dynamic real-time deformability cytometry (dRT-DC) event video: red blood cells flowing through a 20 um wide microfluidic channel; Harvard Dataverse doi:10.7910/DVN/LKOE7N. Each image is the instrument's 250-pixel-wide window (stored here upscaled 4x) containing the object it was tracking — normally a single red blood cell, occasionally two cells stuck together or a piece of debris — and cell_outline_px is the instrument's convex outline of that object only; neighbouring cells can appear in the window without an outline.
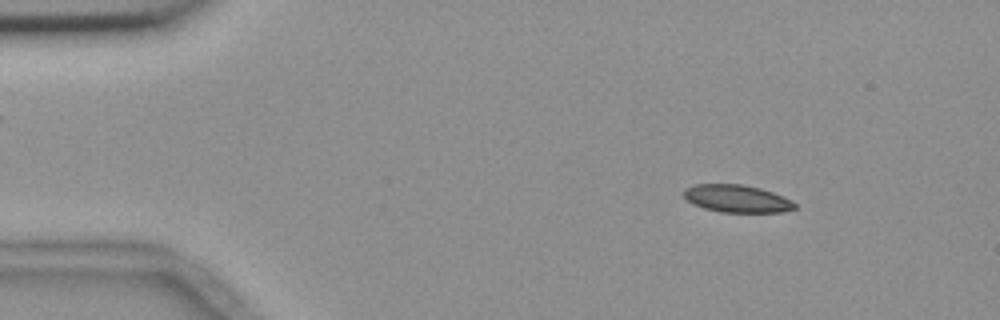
{"species": "common noctule bat (a hibernating species)", "species_latin": "Nyctalus noctula", "temperature_condition": "room temperature", "stored_images_in_passage": 55, "camera_frame_rate_fps": 3000, "um_per_image_px": 0.085, "animal": {"sex": "female", "body_mass_g": 18.4}, "frame": {"image": 1, "passage_image": 7, "time_ms": 2.0, "image_size_px": [1000, 320], "cell_outline_px": [[796, 208], [784, 212], [720, 212], [704, 208], [692, 204], [684, 196], [684, 188], [696, 184], [740, 184], [760, 188], [772, 192], [792, 200], [796, 204]], "centroid_in_image_um": [62.64, 16.88], "position_along_channel_um": 22.4, "area_um2": 17.8}}
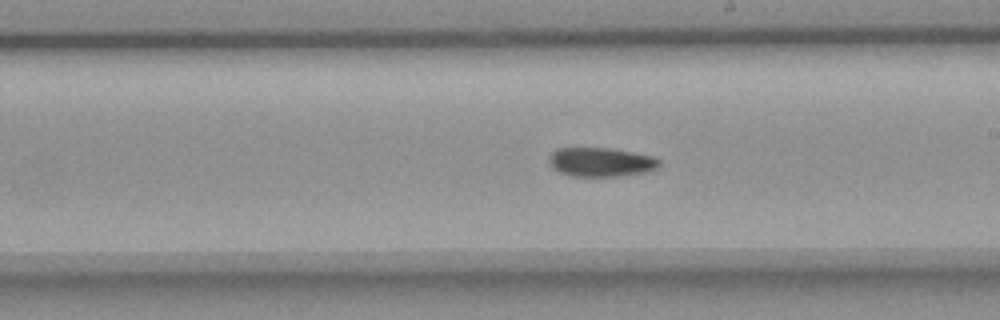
{"frame": {"image": 2, "passage_image": 31, "time_ms": 10.0, "image_size_px": [1000, 320], "cell_outline_px": [[660, 164], [656, 168], [648, 172], [620, 176], [568, 176], [552, 168], [548, 160], [548, 156], [556, 148], [608, 148], [632, 152], [652, 156], [660, 160]], "centroid_in_image_um": [51.05, 13.78], "position_along_channel_um": 238.0, "area_um2": 18.79}}
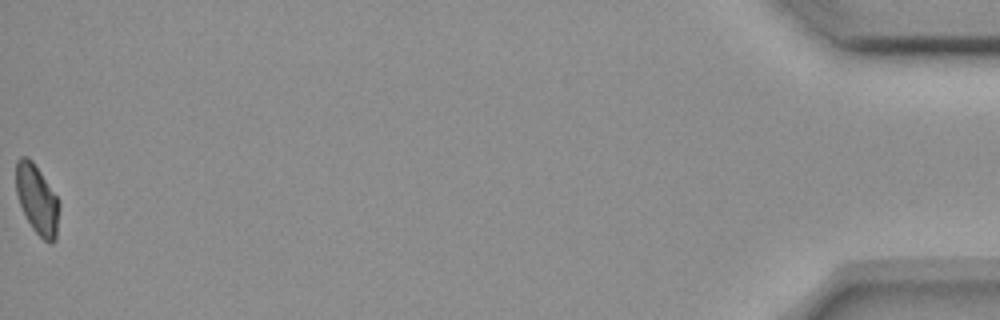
{"frame": {"image": 3, "passage_image": 55, "time_ms": 18.0, "image_size_px": [1000, 320], "cell_outline_px": [[60, 208], [56, 240], [52, 244], [48, 244], [32, 228], [20, 204], [16, 192], [16, 160], [20, 156], [28, 156], [32, 160], [60, 200]], "centroid_in_image_um": [3.18, 16.96], "position_along_channel_um": 432.0, "area_um2": 17.69}, "authors_computed_cell_mechanics": {"area_um2": 18.496, "velocity_mm_per_s": 3.6793, "shape_relaxation_time_tau1_ms": 6.6399, "shape_relaxation_time_tau2_ms": 7.935, "deformation_change_tau1": 0.1393, "deformation_change_tau2": 0.1209}}